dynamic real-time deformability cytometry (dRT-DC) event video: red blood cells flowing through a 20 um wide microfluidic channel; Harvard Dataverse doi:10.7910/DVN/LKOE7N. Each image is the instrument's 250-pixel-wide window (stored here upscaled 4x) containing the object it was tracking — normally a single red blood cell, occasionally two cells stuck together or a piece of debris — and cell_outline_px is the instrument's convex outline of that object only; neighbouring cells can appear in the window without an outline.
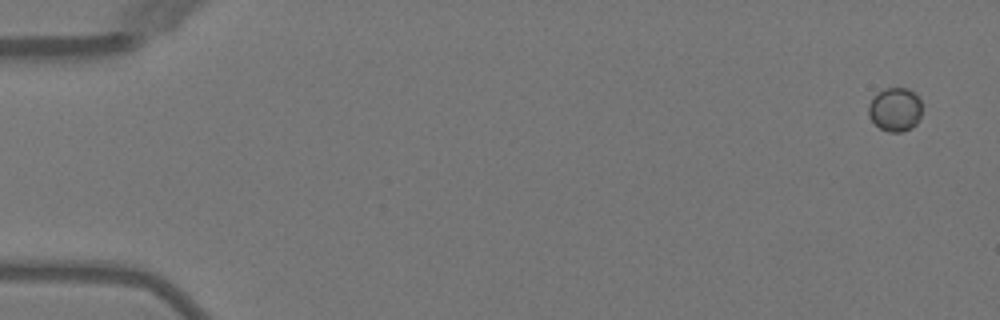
{"species": "Egyptian fruit bat (a non-hibernating species)", "species_latin": "Rousettus aegyptiacus", "temperature_condition": "warm", "stored_images_in_passage": 5, "camera_frame_rate_fps": 3000, "um_per_image_px": 0.085, "animal": {"sex": "female"}, "frame": {"image": 1, "passage_image": 1, "time_ms": 0.0, "image_size_px": [1000, 320], "cell_outline_px": [[920, 116], [916, 124], [912, 128], [900, 132], [888, 132], [880, 128], [868, 116], [868, 104], [872, 96], [884, 88], [908, 88], [920, 100]], "centroid_in_image_um": [76.04, 9.3], "position_along_channel_um": 9.0, "area_um2": 13.64}}
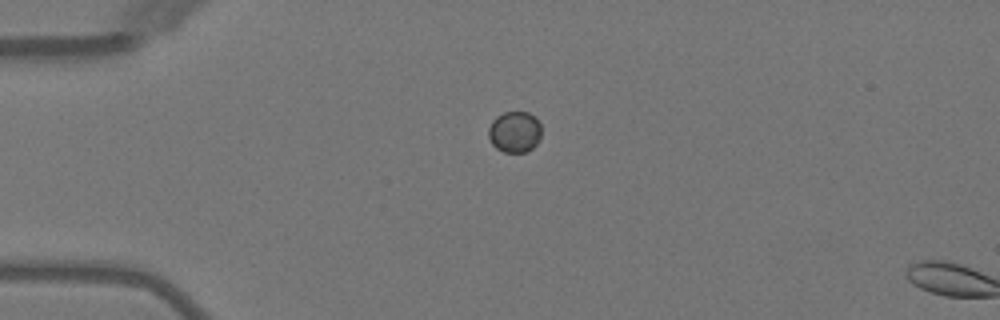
{"frame": {"image": 2, "passage_image": 4, "time_ms": 3.667, "image_size_px": [1000, 320], "cell_outline_px": [[540, 140], [532, 148], [524, 152], [504, 152], [496, 148], [492, 144], [488, 136], [488, 128], [492, 120], [496, 116], [504, 112], [528, 112], [536, 116], [540, 124]], "centroid_in_image_um": [43.74, 11.2], "position_along_channel_um": 41.3, "area_um2": 12.83}}